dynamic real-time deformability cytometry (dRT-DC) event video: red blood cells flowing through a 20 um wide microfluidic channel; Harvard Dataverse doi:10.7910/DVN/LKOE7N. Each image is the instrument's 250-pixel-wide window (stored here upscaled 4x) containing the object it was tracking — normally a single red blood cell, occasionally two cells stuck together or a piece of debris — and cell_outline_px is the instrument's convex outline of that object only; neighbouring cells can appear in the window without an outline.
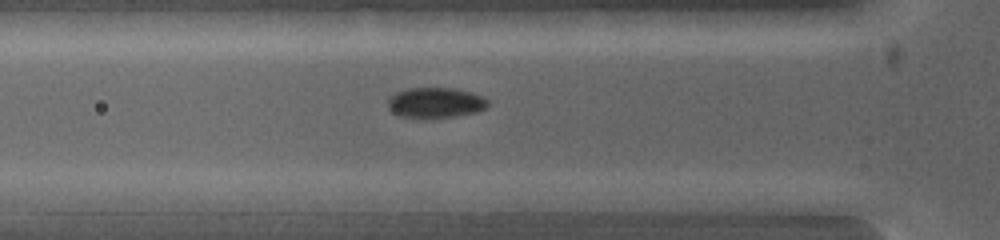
{"species": "common noctule bat (a hibernating species)", "species_latin": "Nyctalus noctula", "temperature_condition": "warm", "stored_images_in_passage": 5, "camera_frame_rate_fps": 5000, "um_per_image_px": 0.085, "animal": {"sex": "female", "body_mass_g": 19.0, "forearm_length_mm": 53.3}, "frame": {"image": 1, "passage_image": 3, "time_ms": 0.6, "image_size_px": [1000, 240], "cell_outline_px": [[576, 200], [568, 212], [496, 212], [492, 200], [520, 192], [560, 192]], "centroid_in_image_um": [45.41, 17.22], "position_along_channel_um": 80.4, "area_um2": 10.35}}